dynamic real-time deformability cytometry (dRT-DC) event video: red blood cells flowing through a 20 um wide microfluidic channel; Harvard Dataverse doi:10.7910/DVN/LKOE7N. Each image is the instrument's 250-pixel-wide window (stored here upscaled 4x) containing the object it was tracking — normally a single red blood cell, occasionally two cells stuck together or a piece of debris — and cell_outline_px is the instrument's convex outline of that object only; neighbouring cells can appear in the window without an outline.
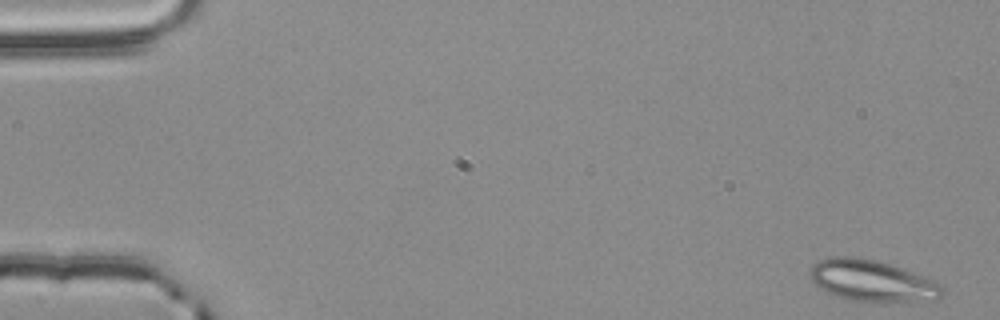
{"species": "common noctule bat (a hibernating species)", "species_latin": "Nyctalus noctula", "temperature_condition": "room temperature", "stored_images_in_passage": 5, "camera_frame_rate_fps": 3000, "um_per_image_px": 0.085, "animal": {"sex": "male", "body_mass_g": 20.4}, "frame": {"image": 1, "passage_image": 1, "time_ms": 0.0, "image_size_px": [1000, 320], "cell_outline_px": [[944, 288], [940, 296], [936, 300], [884, 304], [852, 300], [824, 292], [812, 280], [808, 268], [812, 264], [828, 256], [860, 256], [888, 264], [936, 280], [944, 284]], "centroid_in_image_um": [74.15, 23.89], "position_along_channel_um": 10.9, "area_um2": 32.77}}